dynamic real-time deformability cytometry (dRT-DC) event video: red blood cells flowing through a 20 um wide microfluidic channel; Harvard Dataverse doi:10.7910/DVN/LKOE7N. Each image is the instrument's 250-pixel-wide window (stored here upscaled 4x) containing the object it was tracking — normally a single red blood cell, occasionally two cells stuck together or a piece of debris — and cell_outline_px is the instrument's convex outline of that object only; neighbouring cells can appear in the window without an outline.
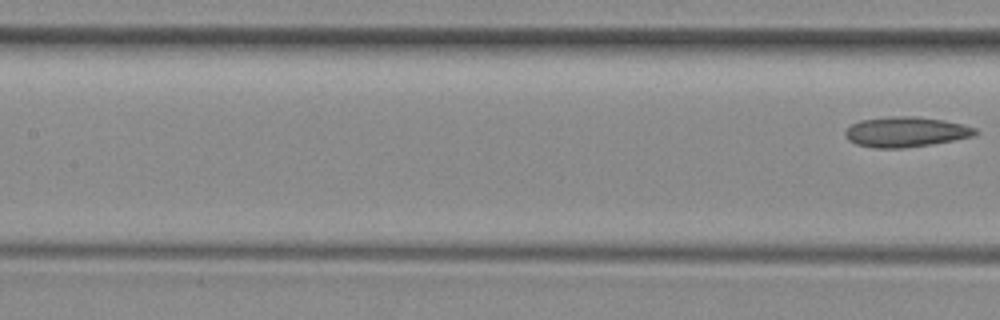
{"species": "common noctule bat (a hibernating species)", "species_latin": "Nyctalus noctula", "temperature_condition": "room temperature", "stored_images_in_passage": 9, "segment_of_instrument_passage": [2, 2], "camera_frame_rate_fps": 3000, "um_per_image_px": 0.085, "animal": {"sex": "female", "body_mass_g": 29.2, "forearm_length_mm": 56.3}, "frame": {"image": 1, "passage_image": 9, "time_ms": 9.667, "image_size_px": [1000, 320], "cell_outline_px": [[980, 132], [972, 136], [932, 144], [904, 148], [876, 148], [856, 144], [848, 140], [844, 132], [852, 124], [860, 120], [888, 116], [916, 116], [944, 120], [964, 124], [976, 128]], "centroid_in_image_um": [77.0, 11.2], "position_along_channel_um": 130.4, "area_um2": 22.95}}